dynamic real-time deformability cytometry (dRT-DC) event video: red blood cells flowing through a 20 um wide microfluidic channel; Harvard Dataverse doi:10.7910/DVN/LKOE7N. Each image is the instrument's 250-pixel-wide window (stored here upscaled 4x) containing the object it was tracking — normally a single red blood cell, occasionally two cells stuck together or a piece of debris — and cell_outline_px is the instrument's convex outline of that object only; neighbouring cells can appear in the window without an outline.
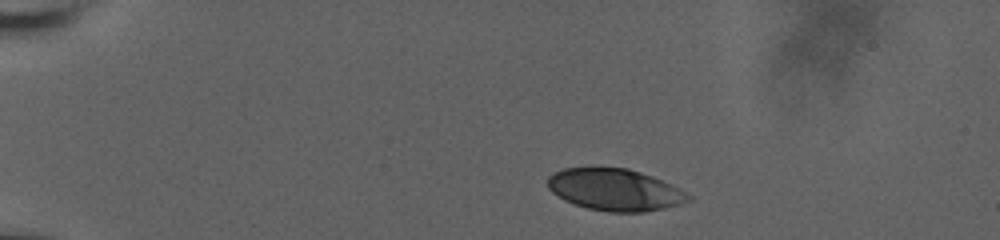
{"species": "human", "species_latin": "Homo sapiens", "temperature_condition": "room temperature", "stored_images_in_passage": 41, "camera_frame_rate_fps": 3000, "um_per_image_px": 0.085, "donor": {"sex": "male"}, "frame": {"image": 1, "passage_image": 1, "time_ms": 0.0, "image_size_px": [1000, 240], "cell_outline_px": [[692, 200], [680, 204], [664, 208], [644, 212], [608, 212], [588, 208], [564, 200], [552, 192], [548, 188], [548, 176], [564, 168], [628, 168], [652, 176], [672, 184], [680, 188], [692, 196]], "centroid_in_image_um": [52.3, 16.13], "position_along_channel_um": 32.7, "area_um2": 34.22}}
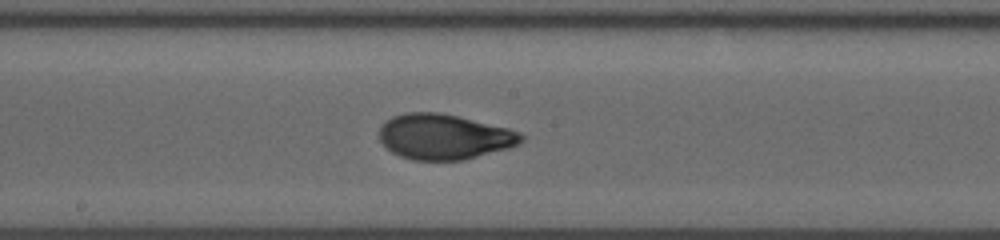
{"frame": {"image": 2, "passage_image": 17, "time_ms": 5.333, "image_size_px": [1000, 240], "cell_outline_px": [[524, 140], [508, 148], [464, 160], [412, 160], [400, 156], [392, 152], [380, 140], [380, 128], [384, 120], [392, 116], [404, 112], [440, 112], [508, 128], [524, 136]], "centroid_in_image_um": [37.71, 11.61], "position_along_channel_um": 210.5, "area_um2": 37.34}}
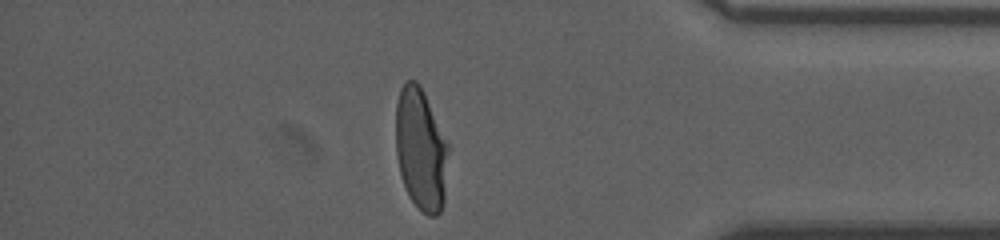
{"frame": {"image": 3, "passage_image": 34, "time_ms": 11.0, "image_size_px": [1000, 240], "cell_outline_px": [[448, 152], [444, 200], [440, 212], [436, 216], [428, 216], [408, 196], [400, 176], [396, 156], [396, 104], [400, 88], [404, 80], [416, 80], [420, 84], [424, 92], [448, 144]], "centroid_in_image_um": [35.75, 12.67], "position_along_channel_um": 399.5, "area_um2": 37.51}, "authors_computed_cell_mechanics": {"area_um2": 37.1654, "velocity_mm_per_s": 3.7325, "shape_relaxation_time_tau1_ms": 5.4651, "shape_relaxation_time_tau2_ms": 0.6791, "deformation_change_tau1": 0.219, "deformation_change_tau2": 0.0587}}